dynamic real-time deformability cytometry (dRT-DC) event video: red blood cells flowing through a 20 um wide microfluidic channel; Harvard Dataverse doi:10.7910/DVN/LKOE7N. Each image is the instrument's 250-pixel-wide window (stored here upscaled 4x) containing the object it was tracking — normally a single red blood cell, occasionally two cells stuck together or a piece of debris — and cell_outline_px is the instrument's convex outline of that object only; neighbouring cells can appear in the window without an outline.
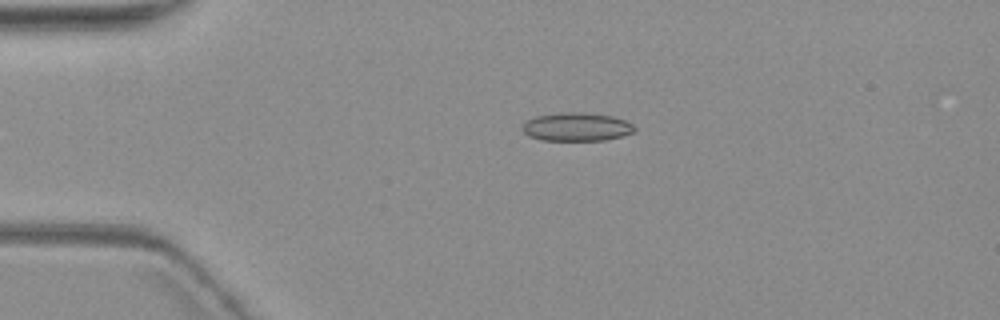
{"species": "common noctule bat (a hibernating species)", "species_latin": "Nyctalus noctula", "temperature_condition": "warm", "stored_images_in_passage": 2, "camera_frame_rate_fps": 3000, "um_per_image_px": 0.085, "animal": {"sex": "female", "body_mass_g": 19.3, "forearm_length_mm": 54.1}, "frame": {"image": 1, "passage_image": 1, "time_ms": 0.0, "image_size_px": [1000, 320], "cell_outline_px": [[636, 132], [604, 140], [544, 140], [528, 136], [520, 128], [528, 120], [536, 116], [564, 112], [576, 112], [612, 116], [624, 120], [632, 124], [636, 128]], "centroid_in_image_um": [49.01, 10.79], "position_along_channel_um": 36.0, "area_um2": 18.38}}